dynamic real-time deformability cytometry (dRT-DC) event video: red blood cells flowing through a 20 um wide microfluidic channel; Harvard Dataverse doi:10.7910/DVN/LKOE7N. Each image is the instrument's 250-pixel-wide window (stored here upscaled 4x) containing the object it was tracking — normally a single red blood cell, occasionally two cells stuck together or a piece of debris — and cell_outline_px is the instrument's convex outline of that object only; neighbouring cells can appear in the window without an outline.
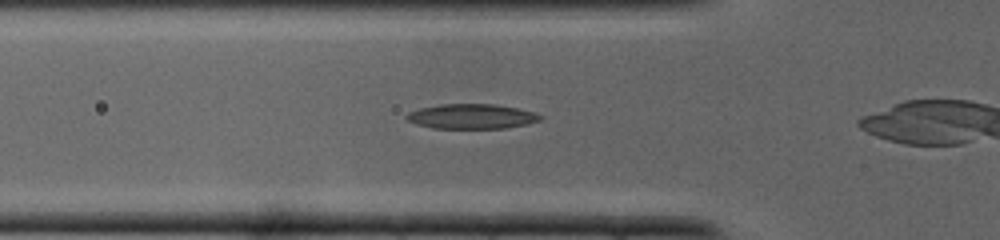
{"species": "common noctule bat (a hibernating species)", "species_latin": "Nyctalus noctula", "temperature_condition": "cold", "stored_images_in_passage": 22, "camera_frame_rate_fps": 3000, "um_per_image_px": 0.085, "animal": {"sex": "male", "body_mass_g": 19.0, "forearm_length_mm": 50.8}, "frame": {"image": 1, "passage_image": 5, "time_ms": 1.333, "image_size_px": [1000, 240], "cell_outline_px": [[544, 116], [540, 120], [524, 124], [504, 128], [432, 128], [416, 124], [408, 120], [404, 116], [408, 112], [420, 108], [440, 104], [492, 104], [516, 108], [532, 112]], "centroid_in_image_um": [40.03, 9.89], "position_along_channel_um": 85.8, "area_um2": 19.13}}
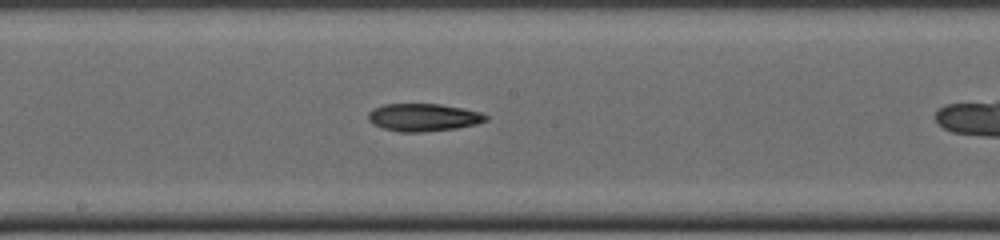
{"frame": {"image": 2, "passage_image": 12, "time_ms": 3.667, "image_size_px": [1000, 240], "cell_outline_px": [[488, 120], [476, 124], [456, 128], [420, 132], [400, 132], [384, 128], [372, 124], [368, 120], [368, 112], [372, 108], [384, 104], [440, 104], [464, 108], [480, 112], [488, 116]], "centroid_in_image_um": [35.97, 9.97], "position_along_channel_um": 212.2, "area_um2": 19.02}}
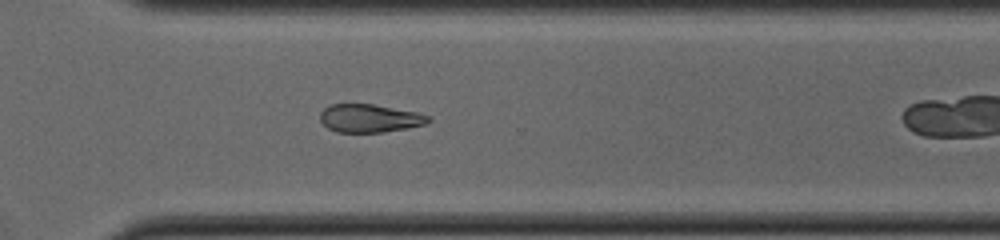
{"frame": {"image": 3, "passage_image": 19, "time_ms": 6.0, "image_size_px": [1000, 240], "cell_outline_px": [[432, 120], [428, 124], [408, 128], [384, 132], [336, 132], [328, 128], [320, 120], [320, 112], [324, 108], [332, 104], [372, 104], [416, 112], [432, 116]], "centroid_in_image_um": [31.46, 10.06], "position_along_channel_um": 339.1, "area_um2": 17.86}}